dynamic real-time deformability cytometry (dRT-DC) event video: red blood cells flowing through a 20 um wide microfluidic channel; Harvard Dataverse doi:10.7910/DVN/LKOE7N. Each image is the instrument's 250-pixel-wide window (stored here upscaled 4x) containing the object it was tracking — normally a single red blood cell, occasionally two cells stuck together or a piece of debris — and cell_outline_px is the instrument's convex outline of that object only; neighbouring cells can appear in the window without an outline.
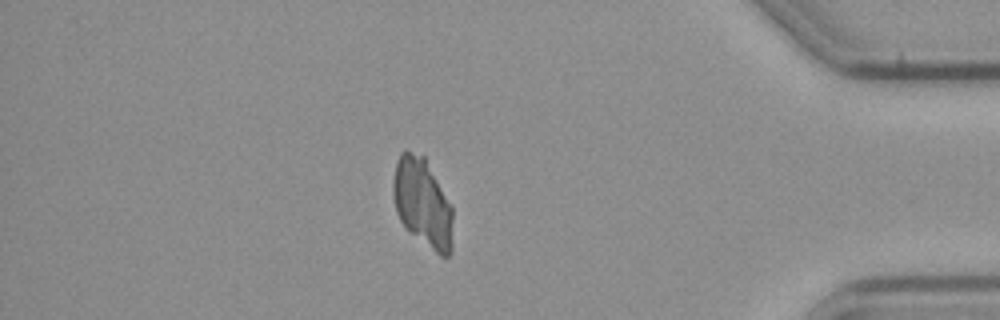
{"species": "common noctule bat (a hibernating species)", "species_latin": "Nyctalus noctula", "temperature_condition": "cold", "stored_images_in_passage": 58, "camera_frame_rate_fps": 3000, "um_per_image_px": 0.085, "animal": {"sex": "male", "body_mass_g": 23.1, "forearm_length_mm": 52.7}, "frame": {"image": 1, "passage_image": 49, "time_ms": 16.0, "image_size_px": [1000, 320], "cell_outline_px": [[452, 252], [448, 256], [440, 256], [412, 232], [400, 220], [396, 212], [392, 192], [392, 184], [396, 160], [400, 152], [404, 148], [424, 156], [452, 204]], "centroid_in_image_um": [35.92, 17.18], "position_along_channel_um": 399.3, "area_um2": 30.98}}